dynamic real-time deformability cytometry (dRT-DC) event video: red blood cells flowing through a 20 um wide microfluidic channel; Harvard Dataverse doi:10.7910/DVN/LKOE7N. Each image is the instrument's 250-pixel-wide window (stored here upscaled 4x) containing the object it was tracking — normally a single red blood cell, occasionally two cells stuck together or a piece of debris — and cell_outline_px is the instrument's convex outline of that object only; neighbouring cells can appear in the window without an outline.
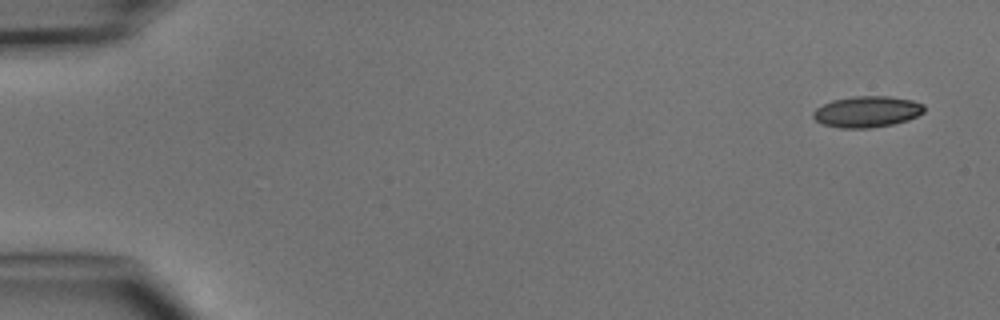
{"species": "common noctule bat (a hibernating species)", "species_latin": "Nyctalus noctula", "temperature_condition": "cold", "stored_images_in_passage": 5, "camera_frame_rate_fps": 3000, "um_per_image_px": 0.085, "animal": {"sex": "male", "body_mass_g": 15.6}, "frame": {"image": 1, "passage_image": 1, "time_ms": 0.0, "image_size_px": [1000, 320], "cell_outline_px": [[924, 112], [908, 120], [892, 124], [868, 128], [840, 128], [824, 124], [816, 120], [812, 116], [812, 112], [816, 108], [832, 100], [852, 96], [888, 96], [912, 100], [924, 104]], "centroid_in_image_um": [73.69, 9.49], "position_along_channel_um": 11.3, "area_um2": 20.11}}
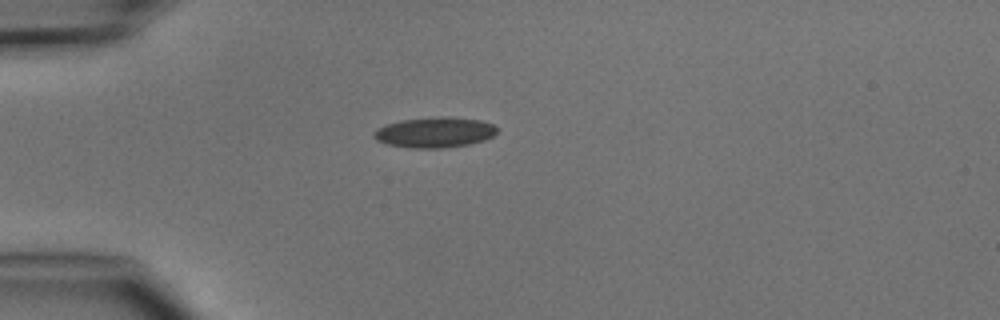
{"frame": {"image": 2, "passage_image": 4, "time_ms": 3.667, "image_size_px": [1000, 320], "cell_outline_px": [[496, 132], [492, 136], [484, 140], [468, 144], [440, 148], [408, 148], [388, 144], [376, 140], [372, 136], [372, 132], [376, 128], [384, 124], [400, 120], [444, 116], [452, 116], [480, 120], [492, 124], [496, 128]], "centroid_in_image_um": [36.89, 11.24], "position_along_channel_um": 48.1, "area_um2": 21.96}}